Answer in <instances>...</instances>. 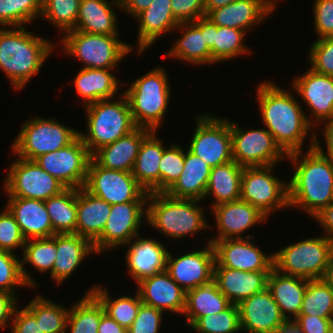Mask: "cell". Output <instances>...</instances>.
<instances>
[{
  "label": "cell",
  "instance_id": "6da1fadb",
  "mask_svg": "<svg viewBox=\"0 0 333 333\" xmlns=\"http://www.w3.org/2000/svg\"><path fill=\"white\" fill-rule=\"evenodd\" d=\"M257 101L265 128L286 154L302 151L305 138L314 127L308 122L296 97L274 82L263 81L257 86Z\"/></svg>",
  "mask_w": 333,
  "mask_h": 333
},
{
  "label": "cell",
  "instance_id": "7a4b0ae2",
  "mask_svg": "<svg viewBox=\"0 0 333 333\" xmlns=\"http://www.w3.org/2000/svg\"><path fill=\"white\" fill-rule=\"evenodd\" d=\"M316 135L312 131L306 153L286 157L295 166L288 181L289 207H299L311 217L333 202V161L314 147Z\"/></svg>",
  "mask_w": 333,
  "mask_h": 333
},
{
  "label": "cell",
  "instance_id": "3957f363",
  "mask_svg": "<svg viewBox=\"0 0 333 333\" xmlns=\"http://www.w3.org/2000/svg\"><path fill=\"white\" fill-rule=\"evenodd\" d=\"M50 40L22 27L0 29V70L15 90H22L54 52Z\"/></svg>",
  "mask_w": 333,
  "mask_h": 333
},
{
  "label": "cell",
  "instance_id": "277c9868",
  "mask_svg": "<svg viewBox=\"0 0 333 333\" xmlns=\"http://www.w3.org/2000/svg\"><path fill=\"white\" fill-rule=\"evenodd\" d=\"M201 200L174 198L167 193H149L146 223L157 228L167 238L181 239L194 236L209 226L205 220Z\"/></svg>",
  "mask_w": 333,
  "mask_h": 333
},
{
  "label": "cell",
  "instance_id": "5b68a950",
  "mask_svg": "<svg viewBox=\"0 0 333 333\" xmlns=\"http://www.w3.org/2000/svg\"><path fill=\"white\" fill-rule=\"evenodd\" d=\"M158 66L131 82L124 95L136 127L157 131L163 123L170 99L167 72Z\"/></svg>",
  "mask_w": 333,
  "mask_h": 333
},
{
  "label": "cell",
  "instance_id": "8992f818",
  "mask_svg": "<svg viewBox=\"0 0 333 333\" xmlns=\"http://www.w3.org/2000/svg\"><path fill=\"white\" fill-rule=\"evenodd\" d=\"M119 97V100L104 99L84 106L88 133L79 132V137L91 155L136 128L123 92Z\"/></svg>",
  "mask_w": 333,
  "mask_h": 333
},
{
  "label": "cell",
  "instance_id": "52a82bcc",
  "mask_svg": "<svg viewBox=\"0 0 333 333\" xmlns=\"http://www.w3.org/2000/svg\"><path fill=\"white\" fill-rule=\"evenodd\" d=\"M332 254L333 240L327 236L304 238L273 252V267L285 275L323 279Z\"/></svg>",
  "mask_w": 333,
  "mask_h": 333
},
{
  "label": "cell",
  "instance_id": "ba28073f",
  "mask_svg": "<svg viewBox=\"0 0 333 333\" xmlns=\"http://www.w3.org/2000/svg\"><path fill=\"white\" fill-rule=\"evenodd\" d=\"M118 37L73 30L61 38L62 50L68 56L79 59L82 68L114 69L133 50Z\"/></svg>",
  "mask_w": 333,
  "mask_h": 333
},
{
  "label": "cell",
  "instance_id": "9c48e42d",
  "mask_svg": "<svg viewBox=\"0 0 333 333\" xmlns=\"http://www.w3.org/2000/svg\"><path fill=\"white\" fill-rule=\"evenodd\" d=\"M20 128L11 150L15 156L27 160H35L43 154L62 149L79 136L78 130L53 118H31Z\"/></svg>",
  "mask_w": 333,
  "mask_h": 333
},
{
  "label": "cell",
  "instance_id": "30bf717a",
  "mask_svg": "<svg viewBox=\"0 0 333 333\" xmlns=\"http://www.w3.org/2000/svg\"><path fill=\"white\" fill-rule=\"evenodd\" d=\"M275 167H244L241 177L240 199L255 206L267 218L272 212L289 207L288 180L281 181L272 174Z\"/></svg>",
  "mask_w": 333,
  "mask_h": 333
},
{
  "label": "cell",
  "instance_id": "8fae6325",
  "mask_svg": "<svg viewBox=\"0 0 333 333\" xmlns=\"http://www.w3.org/2000/svg\"><path fill=\"white\" fill-rule=\"evenodd\" d=\"M189 148L213 168L232 161L231 120L200 114Z\"/></svg>",
  "mask_w": 333,
  "mask_h": 333
},
{
  "label": "cell",
  "instance_id": "7c38bea8",
  "mask_svg": "<svg viewBox=\"0 0 333 333\" xmlns=\"http://www.w3.org/2000/svg\"><path fill=\"white\" fill-rule=\"evenodd\" d=\"M83 188L110 205L126 202H147V193L132 172L106 169L92 158Z\"/></svg>",
  "mask_w": 333,
  "mask_h": 333
},
{
  "label": "cell",
  "instance_id": "4fadbf2b",
  "mask_svg": "<svg viewBox=\"0 0 333 333\" xmlns=\"http://www.w3.org/2000/svg\"><path fill=\"white\" fill-rule=\"evenodd\" d=\"M4 192L7 197L47 200L59 195L66 187L44 171L35 160L16 158L5 177Z\"/></svg>",
  "mask_w": 333,
  "mask_h": 333
},
{
  "label": "cell",
  "instance_id": "5bb4252c",
  "mask_svg": "<svg viewBox=\"0 0 333 333\" xmlns=\"http://www.w3.org/2000/svg\"><path fill=\"white\" fill-rule=\"evenodd\" d=\"M231 136L233 161L242 167L276 165L287 157L266 128L245 130L231 121Z\"/></svg>",
  "mask_w": 333,
  "mask_h": 333
},
{
  "label": "cell",
  "instance_id": "9a60e30c",
  "mask_svg": "<svg viewBox=\"0 0 333 333\" xmlns=\"http://www.w3.org/2000/svg\"><path fill=\"white\" fill-rule=\"evenodd\" d=\"M90 160L91 154L79 136L68 146L35 159L44 171L66 188L75 189L84 186Z\"/></svg>",
  "mask_w": 333,
  "mask_h": 333
},
{
  "label": "cell",
  "instance_id": "2e32d148",
  "mask_svg": "<svg viewBox=\"0 0 333 333\" xmlns=\"http://www.w3.org/2000/svg\"><path fill=\"white\" fill-rule=\"evenodd\" d=\"M147 202H126L111 205L110 215L101 236L93 243L96 253L127 245L139 234Z\"/></svg>",
  "mask_w": 333,
  "mask_h": 333
},
{
  "label": "cell",
  "instance_id": "e0dca14e",
  "mask_svg": "<svg viewBox=\"0 0 333 333\" xmlns=\"http://www.w3.org/2000/svg\"><path fill=\"white\" fill-rule=\"evenodd\" d=\"M215 252L207 241L204 249L174 257L168 252L165 271L185 291L213 281Z\"/></svg>",
  "mask_w": 333,
  "mask_h": 333
},
{
  "label": "cell",
  "instance_id": "ac0fdd59",
  "mask_svg": "<svg viewBox=\"0 0 333 333\" xmlns=\"http://www.w3.org/2000/svg\"><path fill=\"white\" fill-rule=\"evenodd\" d=\"M254 235L246 238L223 239L212 243L215 252V265L242 271H271L273 253L264 254L255 245Z\"/></svg>",
  "mask_w": 333,
  "mask_h": 333
},
{
  "label": "cell",
  "instance_id": "d6986e66",
  "mask_svg": "<svg viewBox=\"0 0 333 333\" xmlns=\"http://www.w3.org/2000/svg\"><path fill=\"white\" fill-rule=\"evenodd\" d=\"M291 85L310 109L312 116L306 117L312 126L317 123L322 126L323 122L333 117V76L309 68L303 75L295 77Z\"/></svg>",
  "mask_w": 333,
  "mask_h": 333
},
{
  "label": "cell",
  "instance_id": "ffe728a7",
  "mask_svg": "<svg viewBox=\"0 0 333 333\" xmlns=\"http://www.w3.org/2000/svg\"><path fill=\"white\" fill-rule=\"evenodd\" d=\"M237 307L241 331L247 333H276L287 322L267 288L241 301Z\"/></svg>",
  "mask_w": 333,
  "mask_h": 333
},
{
  "label": "cell",
  "instance_id": "44dd1931",
  "mask_svg": "<svg viewBox=\"0 0 333 333\" xmlns=\"http://www.w3.org/2000/svg\"><path fill=\"white\" fill-rule=\"evenodd\" d=\"M215 217L216 237L208 239L210 243L223 239L245 238L247 232L257 223L268 219L255 206L241 199L211 207Z\"/></svg>",
  "mask_w": 333,
  "mask_h": 333
},
{
  "label": "cell",
  "instance_id": "7402d4cb",
  "mask_svg": "<svg viewBox=\"0 0 333 333\" xmlns=\"http://www.w3.org/2000/svg\"><path fill=\"white\" fill-rule=\"evenodd\" d=\"M275 0H236L211 10L205 17L217 26L246 31L261 24L276 10Z\"/></svg>",
  "mask_w": 333,
  "mask_h": 333
},
{
  "label": "cell",
  "instance_id": "603a6c76",
  "mask_svg": "<svg viewBox=\"0 0 333 333\" xmlns=\"http://www.w3.org/2000/svg\"><path fill=\"white\" fill-rule=\"evenodd\" d=\"M137 284V291L143 304L163 312L183 314L186 291L166 271L144 278Z\"/></svg>",
  "mask_w": 333,
  "mask_h": 333
},
{
  "label": "cell",
  "instance_id": "cb8c5ba5",
  "mask_svg": "<svg viewBox=\"0 0 333 333\" xmlns=\"http://www.w3.org/2000/svg\"><path fill=\"white\" fill-rule=\"evenodd\" d=\"M128 247L125 255L126 267L136 283L165 271L169 251L160 241L138 235L128 242Z\"/></svg>",
  "mask_w": 333,
  "mask_h": 333
},
{
  "label": "cell",
  "instance_id": "d4e9b609",
  "mask_svg": "<svg viewBox=\"0 0 333 333\" xmlns=\"http://www.w3.org/2000/svg\"><path fill=\"white\" fill-rule=\"evenodd\" d=\"M270 271H242L222 266H214L213 281L231 304L241 301L267 288Z\"/></svg>",
  "mask_w": 333,
  "mask_h": 333
},
{
  "label": "cell",
  "instance_id": "484cf974",
  "mask_svg": "<svg viewBox=\"0 0 333 333\" xmlns=\"http://www.w3.org/2000/svg\"><path fill=\"white\" fill-rule=\"evenodd\" d=\"M139 23L137 53L141 55L156 40L170 31H176L179 22L174 18L171 0H152L150 6L136 17Z\"/></svg>",
  "mask_w": 333,
  "mask_h": 333
},
{
  "label": "cell",
  "instance_id": "4316f807",
  "mask_svg": "<svg viewBox=\"0 0 333 333\" xmlns=\"http://www.w3.org/2000/svg\"><path fill=\"white\" fill-rule=\"evenodd\" d=\"M150 132V129L136 127L114 143L100 147L91 158L103 168L132 172L139 147Z\"/></svg>",
  "mask_w": 333,
  "mask_h": 333
},
{
  "label": "cell",
  "instance_id": "83f0119b",
  "mask_svg": "<svg viewBox=\"0 0 333 333\" xmlns=\"http://www.w3.org/2000/svg\"><path fill=\"white\" fill-rule=\"evenodd\" d=\"M7 202L5 207L14 216L26 240L56 234L43 200L8 197Z\"/></svg>",
  "mask_w": 333,
  "mask_h": 333
},
{
  "label": "cell",
  "instance_id": "f1b7e54d",
  "mask_svg": "<svg viewBox=\"0 0 333 333\" xmlns=\"http://www.w3.org/2000/svg\"><path fill=\"white\" fill-rule=\"evenodd\" d=\"M56 249L53 280L57 285L66 281L90 253L96 255L93 243L75 233L56 234Z\"/></svg>",
  "mask_w": 333,
  "mask_h": 333
},
{
  "label": "cell",
  "instance_id": "f546056e",
  "mask_svg": "<svg viewBox=\"0 0 333 333\" xmlns=\"http://www.w3.org/2000/svg\"><path fill=\"white\" fill-rule=\"evenodd\" d=\"M176 29L184 33L166 56L193 65H212L211 50L205 42V17L194 22L179 23Z\"/></svg>",
  "mask_w": 333,
  "mask_h": 333
},
{
  "label": "cell",
  "instance_id": "4dcf8cb0",
  "mask_svg": "<svg viewBox=\"0 0 333 333\" xmlns=\"http://www.w3.org/2000/svg\"><path fill=\"white\" fill-rule=\"evenodd\" d=\"M111 1L81 0L74 30L91 34L118 35L114 9H122L121 1Z\"/></svg>",
  "mask_w": 333,
  "mask_h": 333
},
{
  "label": "cell",
  "instance_id": "1f68e13d",
  "mask_svg": "<svg viewBox=\"0 0 333 333\" xmlns=\"http://www.w3.org/2000/svg\"><path fill=\"white\" fill-rule=\"evenodd\" d=\"M156 133L151 131L143 139L132 169L133 176L147 193H160L159 163L166 147Z\"/></svg>",
  "mask_w": 333,
  "mask_h": 333
},
{
  "label": "cell",
  "instance_id": "d6a6232c",
  "mask_svg": "<svg viewBox=\"0 0 333 333\" xmlns=\"http://www.w3.org/2000/svg\"><path fill=\"white\" fill-rule=\"evenodd\" d=\"M308 280L280 273L274 267L267 279V289L287 321H294L300 314ZM289 315L293 316L291 319Z\"/></svg>",
  "mask_w": 333,
  "mask_h": 333
},
{
  "label": "cell",
  "instance_id": "836d02e7",
  "mask_svg": "<svg viewBox=\"0 0 333 333\" xmlns=\"http://www.w3.org/2000/svg\"><path fill=\"white\" fill-rule=\"evenodd\" d=\"M111 205L83 187L77 189L76 234L94 243L102 234Z\"/></svg>",
  "mask_w": 333,
  "mask_h": 333
},
{
  "label": "cell",
  "instance_id": "e575fe53",
  "mask_svg": "<svg viewBox=\"0 0 333 333\" xmlns=\"http://www.w3.org/2000/svg\"><path fill=\"white\" fill-rule=\"evenodd\" d=\"M211 167L202 158L188 149L184 150L183 172L175 184L166 192L174 198L204 199Z\"/></svg>",
  "mask_w": 333,
  "mask_h": 333
},
{
  "label": "cell",
  "instance_id": "d590c367",
  "mask_svg": "<svg viewBox=\"0 0 333 333\" xmlns=\"http://www.w3.org/2000/svg\"><path fill=\"white\" fill-rule=\"evenodd\" d=\"M113 69L82 68L75 76L74 88L82 98L83 105L104 100L114 99L119 80L113 75Z\"/></svg>",
  "mask_w": 333,
  "mask_h": 333
},
{
  "label": "cell",
  "instance_id": "8d00e7d4",
  "mask_svg": "<svg viewBox=\"0 0 333 333\" xmlns=\"http://www.w3.org/2000/svg\"><path fill=\"white\" fill-rule=\"evenodd\" d=\"M230 305L231 302L212 281L186 291L185 309L182 315L186 316V324L191 327L200 317L218 314Z\"/></svg>",
  "mask_w": 333,
  "mask_h": 333
},
{
  "label": "cell",
  "instance_id": "74e56055",
  "mask_svg": "<svg viewBox=\"0 0 333 333\" xmlns=\"http://www.w3.org/2000/svg\"><path fill=\"white\" fill-rule=\"evenodd\" d=\"M243 168L233 160L211 168L204 199L214 197L212 207L239 200Z\"/></svg>",
  "mask_w": 333,
  "mask_h": 333
},
{
  "label": "cell",
  "instance_id": "f35d334b",
  "mask_svg": "<svg viewBox=\"0 0 333 333\" xmlns=\"http://www.w3.org/2000/svg\"><path fill=\"white\" fill-rule=\"evenodd\" d=\"M56 234L49 238L27 239L24 245L21 258V273L25 283L29 287L37 285L34 278L26 271L24 264H30L41 273L50 271V277L53 279V265L56 258ZM29 273V274H28Z\"/></svg>",
  "mask_w": 333,
  "mask_h": 333
},
{
  "label": "cell",
  "instance_id": "ab89813d",
  "mask_svg": "<svg viewBox=\"0 0 333 333\" xmlns=\"http://www.w3.org/2000/svg\"><path fill=\"white\" fill-rule=\"evenodd\" d=\"M56 234L75 233L77 223V189L66 188L44 201Z\"/></svg>",
  "mask_w": 333,
  "mask_h": 333
},
{
  "label": "cell",
  "instance_id": "60d3db41",
  "mask_svg": "<svg viewBox=\"0 0 333 333\" xmlns=\"http://www.w3.org/2000/svg\"><path fill=\"white\" fill-rule=\"evenodd\" d=\"M86 293H92L102 304L104 312L124 328H130L142 304L138 291L132 296L111 297L107 288L94 285Z\"/></svg>",
  "mask_w": 333,
  "mask_h": 333
},
{
  "label": "cell",
  "instance_id": "b9f144b4",
  "mask_svg": "<svg viewBox=\"0 0 333 333\" xmlns=\"http://www.w3.org/2000/svg\"><path fill=\"white\" fill-rule=\"evenodd\" d=\"M104 313L100 301L92 293H86L69 309L66 330L68 328L69 333H98L100 319Z\"/></svg>",
  "mask_w": 333,
  "mask_h": 333
},
{
  "label": "cell",
  "instance_id": "7bdbcfd3",
  "mask_svg": "<svg viewBox=\"0 0 333 333\" xmlns=\"http://www.w3.org/2000/svg\"><path fill=\"white\" fill-rule=\"evenodd\" d=\"M246 31L214 24L213 48L211 49L212 64L237 58L251 51L246 47L244 39Z\"/></svg>",
  "mask_w": 333,
  "mask_h": 333
},
{
  "label": "cell",
  "instance_id": "ee69618b",
  "mask_svg": "<svg viewBox=\"0 0 333 333\" xmlns=\"http://www.w3.org/2000/svg\"><path fill=\"white\" fill-rule=\"evenodd\" d=\"M40 323L41 333H66L69 309L40 294L32 298L25 306Z\"/></svg>",
  "mask_w": 333,
  "mask_h": 333
},
{
  "label": "cell",
  "instance_id": "f6af8a7d",
  "mask_svg": "<svg viewBox=\"0 0 333 333\" xmlns=\"http://www.w3.org/2000/svg\"><path fill=\"white\" fill-rule=\"evenodd\" d=\"M299 315L333 319V289L324 279L308 280Z\"/></svg>",
  "mask_w": 333,
  "mask_h": 333
},
{
  "label": "cell",
  "instance_id": "bcb514c9",
  "mask_svg": "<svg viewBox=\"0 0 333 333\" xmlns=\"http://www.w3.org/2000/svg\"><path fill=\"white\" fill-rule=\"evenodd\" d=\"M42 0H0V26L22 27L40 17Z\"/></svg>",
  "mask_w": 333,
  "mask_h": 333
},
{
  "label": "cell",
  "instance_id": "7dc6e473",
  "mask_svg": "<svg viewBox=\"0 0 333 333\" xmlns=\"http://www.w3.org/2000/svg\"><path fill=\"white\" fill-rule=\"evenodd\" d=\"M81 0H42L41 17L64 34L73 31Z\"/></svg>",
  "mask_w": 333,
  "mask_h": 333
},
{
  "label": "cell",
  "instance_id": "c3c4849f",
  "mask_svg": "<svg viewBox=\"0 0 333 333\" xmlns=\"http://www.w3.org/2000/svg\"><path fill=\"white\" fill-rule=\"evenodd\" d=\"M190 328L197 333H238L241 331L238 307L231 304L218 314L202 316Z\"/></svg>",
  "mask_w": 333,
  "mask_h": 333
},
{
  "label": "cell",
  "instance_id": "681fc988",
  "mask_svg": "<svg viewBox=\"0 0 333 333\" xmlns=\"http://www.w3.org/2000/svg\"><path fill=\"white\" fill-rule=\"evenodd\" d=\"M184 150L180 145L171 144L165 148L159 163L160 193H166L183 172Z\"/></svg>",
  "mask_w": 333,
  "mask_h": 333
},
{
  "label": "cell",
  "instance_id": "f907efd6",
  "mask_svg": "<svg viewBox=\"0 0 333 333\" xmlns=\"http://www.w3.org/2000/svg\"><path fill=\"white\" fill-rule=\"evenodd\" d=\"M29 287L21 273V260L15 253L0 250V292L16 295V287Z\"/></svg>",
  "mask_w": 333,
  "mask_h": 333
},
{
  "label": "cell",
  "instance_id": "816d5d0a",
  "mask_svg": "<svg viewBox=\"0 0 333 333\" xmlns=\"http://www.w3.org/2000/svg\"><path fill=\"white\" fill-rule=\"evenodd\" d=\"M309 47V67L317 73L333 76V36L317 39Z\"/></svg>",
  "mask_w": 333,
  "mask_h": 333
},
{
  "label": "cell",
  "instance_id": "f5cc1de1",
  "mask_svg": "<svg viewBox=\"0 0 333 333\" xmlns=\"http://www.w3.org/2000/svg\"><path fill=\"white\" fill-rule=\"evenodd\" d=\"M26 238L24 237L14 216L5 207L0 212V250L14 253L17 248L24 249Z\"/></svg>",
  "mask_w": 333,
  "mask_h": 333
},
{
  "label": "cell",
  "instance_id": "db71d44e",
  "mask_svg": "<svg viewBox=\"0 0 333 333\" xmlns=\"http://www.w3.org/2000/svg\"><path fill=\"white\" fill-rule=\"evenodd\" d=\"M163 314V311L142 303L128 333H158Z\"/></svg>",
  "mask_w": 333,
  "mask_h": 333
},
{
  "label": "cell",
  "instance_id": "11a10c76",
  "mask_svg": "<svg viewBox=\"0 0 333 333\" xmlns=\"http://www.w3.org/2000/svg\"><path fill=\"white\" fill-rule=\"evenodd\" d=\"M313 12L317 39L333 36V0H315Z\"/></svg>",
  "mask_w": 333,
  "mask_h": 333
},
{
  "label": "cell",
  "instance_id": "9f6ffc18",
  "mask_svg": "<svg viewBox=\"0 0 333 333\" xmlns=\"http://www.w3.org/2000/svg\"><path fill=\"white\" fill-rule=\"evenodd\" d=\"M205 0H171L174 18L179 23L194 22L205 17Z\"/></svg>",
  "mask_w": 333,
  "mask_h": 333
},
{
  "label": "cell",
  "instance_id": "6f0895ef",
  "mask_svg": "<svg viewBox=\"0 0 333 333\" xmlns=\"http://www.w3.org/2000/svg\"><path fill=\"white\" fill-rule=\"evenodd\" d=\"M10 325L11 333H41L40 323L26 307L22 310L16 307Z\"/></svg>",
  "mask_w": 333,
  "mask_h": 333
},
{
  "label": "cell",
  "instance_id": "680465c9",
  "mask_svg": "<svg viewBox=\"0 0 333 333\" xmlns=\"http://www.w3.org/2000/svg\"><path fill=\"white\" fill-rule=\"evenodd\" d=\"M293 322L303 333H329L333 319L299 315Z\"/></svg>",
  "mask_w": 333,
  "mask_h": 333
},
{
  "label": "cell",
  "instance_id": "91938a15",
  "mask_svg": "<svg viewBox=\"0 0 333 333\" xmlns=\"http://www.w3.org/2000/svg\"><path fill=\"white\" fill-rule=\"evenodd\" d=\"M17 296L9 292H0V328L9 325V319L13 318L17 306ZM8 322V323H7Z\"/></svg>",
  "mask_w": 333,
  "mask_h": 333
},
{
  "label": "cell",
  "instance_id": "94428289",
  "mask_svg": "<svg viewBox=\"0 0 333 333\" xmlns=\"http://www.w3.org/2000/svg\"><path fill=\"white\" fill-rule=\"evenodd\" d=\"M322 133L324 134L325 144L327 146V153L323 151V146L320 145L319 139L315 136L314 147L324 156L333 161V117L324 122V128Z\"/></svg>",
  "mask_w": 333,
  "mask_h": 333
},
{
  "label": "cell",
  "instance_id": "6125c7cd",
  "mask_svg": "<svg viewBox=\"0 0 333 333\" xmlns=\"http://www.w3.org/2000/svg\"><path fill=\"white\" fill-rule=\"evenodd\" d=\"M312 218L320 223L319 225H321L322 229L325 231V236L333 240V202L323 207Z\"/></svg>",
  "mask_w": 333,
  "mask_h": 333
},
{
  "label": "cell",
  "instance_id": "be15d7a7",
  "mask_svg": "<svg viewBox=\"0 0 333 333\" xmlns=\"http://www.w3.org/2000/svg\"><path fill=\"white\" fill-rule=\"evenodd\" d=\"M123 12L132 17H136L140 12L147 9L152 0H120Z\"/></svg>",
  "mask_w": 333,
  "mask_h": 333
},
{
  "label": "cell",
  "instance_id": "e7e4bbea",
  "mask_svg": "<svg viewBox=\"0 0 333 333\" xmlns=\"http://www.w3.org/2000/svg\"><path fill=\"white\" fill-rule=\"evenodd\" d=\"M98 333H128V328L122 327L113 318L104 313L100 319Z\"/></svg>",
  "mask_w": 333,
  "mask_h": 333
},
{
  "label": "cell",
  "instance_id": "03108f58",
  "mask_svg": "<svg viewBox=\"0 0 333 333\" xmlns=\"http://www.w3.org/2000/svg\"><path fill=\"white\" fill-rule=\"evenodd\" d=\"M236 0H205L204 9H205V16L214 9L223 7L227 4H230Z\"/></svg>",
  "mask_w": 333,
  "mask_h": 333
},
{
  "label": "cell",
  "instance_id": "003e7915",
  "mask_svg": "<svg viewBox=\"0 0 333 333\" xmlns=\"http://www.w3.org/2000/svg\"><path fill=\"white\" fill-rule=\"evenodd\" d=\"M213 37H214V23L205 17V42L208 48H213Z\"/></svg>",
  "mask_w": 333,
  "mask_h": 333
},
{
  "label": "cell",
  "instance_id": "a7ac6f4b",
  "mask_svg": "<svg viewBox=\"0 0 333 333\" xmlns=\"http://www.w3.org/2000/svg\"><path fill=\"white\" fill-rule=\"evenodd\" d=\"M276 333H303L293 321H287Z\"/></svg>",
  "mask_w": 333,
  "mask_h": 333
},
{
  "label": "cell",
  "instance_id": "89a4df30",
  "mask_svg": "<svg viewBox=\"0 0 333 333\" xmlns=\"http://www.w3.org/2000/svg\"><path fill=\"white\" fill-rule=\"evenodd\" d=\"M323 279L333 289V254L329 259L327 270Z\"/></svg>",
  "mask_w": 333,
  "mask_h": 333
},
{
  "label": "cell",
  "instance_id": "2644e50d",
  "mask_svg": "<svg viewBox=\"0 0 333 333\" xmlns=\"http://www.w3.org/2000/svg\"><path fill=\"white\" fill-rule=\"evenodd\" d=\"M329 333H333V322H332V324H331V326H330Z\"/></svg>",
  "mask_w": 333,
  "mask_h": 333
}]
</instances>
